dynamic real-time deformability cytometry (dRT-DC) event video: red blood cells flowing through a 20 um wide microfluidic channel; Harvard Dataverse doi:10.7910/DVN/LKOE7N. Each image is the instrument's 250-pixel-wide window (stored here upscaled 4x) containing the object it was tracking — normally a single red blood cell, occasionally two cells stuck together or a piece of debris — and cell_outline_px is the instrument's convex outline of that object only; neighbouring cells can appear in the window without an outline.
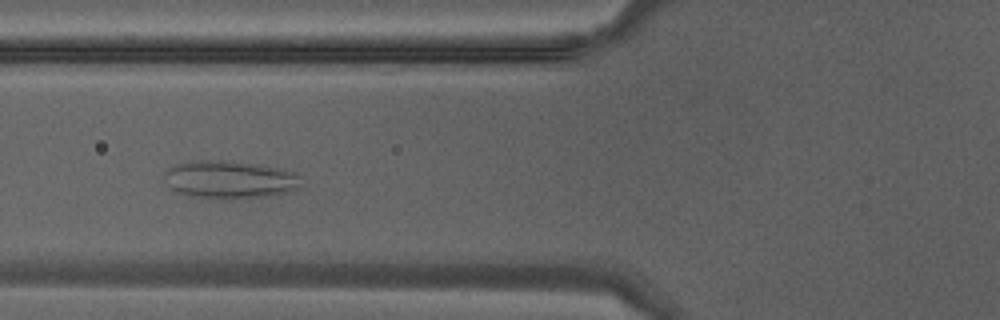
{"species": "Egyptian fruit bat (a non-hibernating species)", "species_latin": "Rousettus aegyptiacus", "temperature_condition": "warm", "stored_images_in_passage": 31, "camera_frame_rate_fps": 3000, "um_per_image_px": 0.085, "animal": {"sex": "male"}, "frame": {"image": 1, "passage_image": 10, "time_ms": 3.0, "image_size_px": [1000, 320], "cell_outline_px": [[300, 176], [296, 188], [292, 192], [272, 196], [232, 200], [188, 196], [172, 192], [164, 180], [164, 172], [168, 168], [176, 164], [196, 160], [228, 160], [256, 164], [280, 168], [296, 172]], "centroid_in_image_um": [19.48, 15.28], "position_along_channel_um": 106.3, "area_um2": 30.98}}